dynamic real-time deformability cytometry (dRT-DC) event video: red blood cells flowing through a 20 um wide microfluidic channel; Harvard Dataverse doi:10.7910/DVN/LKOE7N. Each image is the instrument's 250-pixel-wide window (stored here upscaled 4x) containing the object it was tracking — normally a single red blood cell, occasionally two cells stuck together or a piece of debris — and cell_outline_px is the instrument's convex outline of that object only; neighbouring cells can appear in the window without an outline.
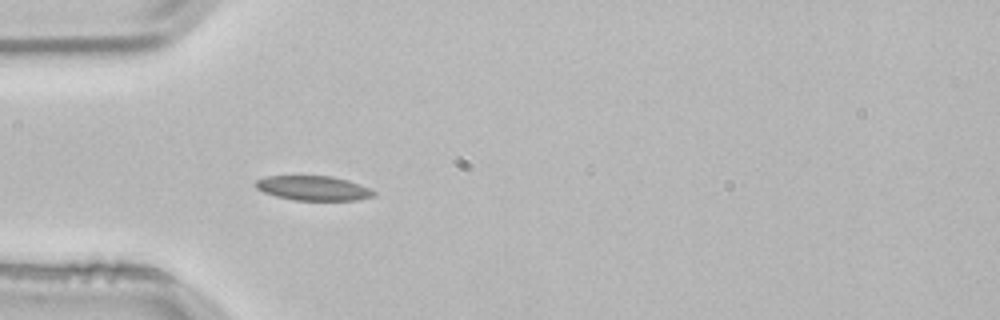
{"species": "common noctule bat (a hibernating species)", "species_latin": "Nyctalus noctula", "temperature_condition": "room temperature", "stored_images_in_passage": 2, "camera_frame_rate_fps": 3000, "um_per_image_px": 0.085, "animal": {"sex": "male", "body_mass_g": 21.5, "forearm_length_mm": 52.0}, "frame": {"image": 1, "passage_image": 2, "time_ms": 0.333, "image_size_px": [1000, 320], "cell_outline_px": [[376, 196], [356, 200], [292, 200], [276, 196], [264, 192], [256, 188], [256, 180], [264, 176], [332, 176], [348, 180], [360, 184], [376, 192]], "centroid_in_image_um": [26.64, 15.99], "position_along_channel_um": 58.4, "area_um2": 16.94}}